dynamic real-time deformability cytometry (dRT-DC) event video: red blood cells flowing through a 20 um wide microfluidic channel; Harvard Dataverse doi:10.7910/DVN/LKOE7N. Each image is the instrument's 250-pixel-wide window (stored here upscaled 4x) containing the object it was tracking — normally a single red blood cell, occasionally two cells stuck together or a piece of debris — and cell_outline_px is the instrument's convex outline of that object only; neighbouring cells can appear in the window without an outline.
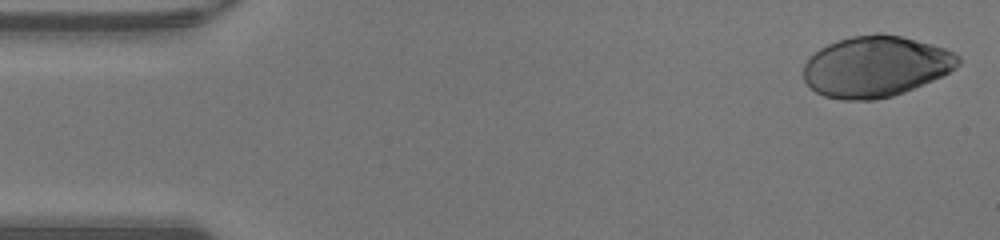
{"species": "human", "species_latin": "Homo sapiens", "temperature_condition": "warm", "stored_images_in_passage": 42, "camera_frame_rate_fps": 3000, "um_per_image_px": 0.085, "donor": {"sex": "male"}, "frame": {"image": 1, "passage_image": 1, "time_ms": 0.0, "image_size_px": [1000, 240], "cell_outline_px": [[960, 64], [956, 68], [932, 80], [904, 92], [892, 96], [876, 100], [844, 100], [824, 96], [816, 92], [804, 80], [804, 64], [808, 56], [820, 48], [828, 44], [852, 36], [876, 32], [880, 32], [900, 36], [932, 44], [944, 48], [960, 56]], "centroid_in_image_um": [74.42, 5.64], "position_along_channel_um": 10.6, "area_um2": 54.97}}